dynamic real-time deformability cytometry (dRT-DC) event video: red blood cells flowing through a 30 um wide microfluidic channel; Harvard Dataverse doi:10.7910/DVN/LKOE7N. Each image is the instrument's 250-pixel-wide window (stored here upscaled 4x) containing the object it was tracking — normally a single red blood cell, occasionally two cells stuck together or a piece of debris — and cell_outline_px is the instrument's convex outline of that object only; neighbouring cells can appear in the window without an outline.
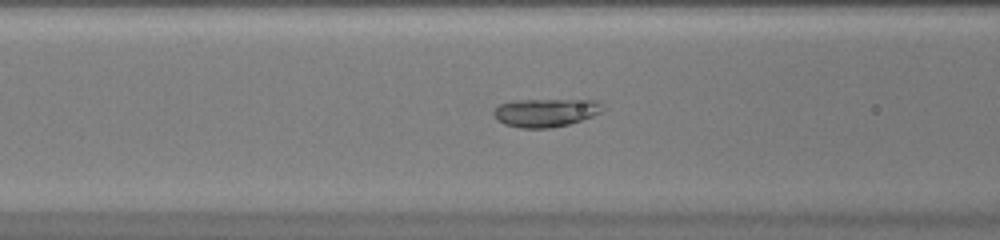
{"species": "common noctule bat (a hibernating species)", "species_latin": "Nyctalus noctula", "temperature_condition": "warm", "stored_images_in_passage": 45, "camera_frame_rate_fps": 3000, "um_per_image_px": 0.085, "animal": {"sex": "female", "body_mass_g": 20.0, "forearm_length_mm": 54.0}, "frame": {"image": 1, "passage_image": 19, "time_ms": 6.0, "image_size_px": [1000, 240], "cell_outline_px": [[600, 112], [592, 116], [568, 124], [552, 128], [520, 128], [504, 124], [492, 112], [500, 104], [516, 100], [596, 100], [600, 104]], "centroid_in_image_um": [46.34, 9.57], "position_along_channel_um": 120.3, "area_um2": 17.57}}
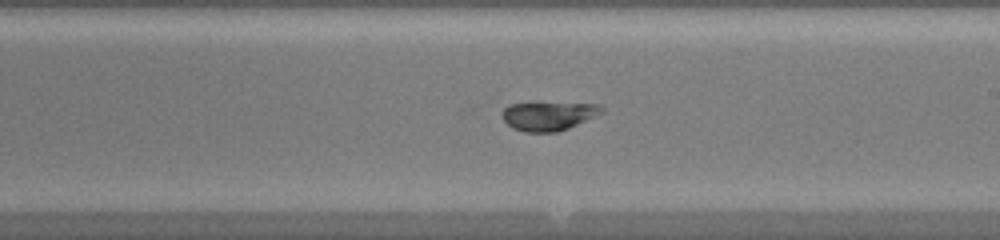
{"frame": {"image": 2, "passage_image": 27, "time_ms": 8.667, "image_size_px": [1000, 240], "cell_outline_px": [[604, 112], [568, 128], [556, 132], [524, 132], [512, 128], [504, 120], [504, 108], [508, 104], [600, 104], [604, 108]], "centroid_in_image_um": [46.64, 9.87], "position_along_channel_um": 242.4, "area_um2": 16.18}}
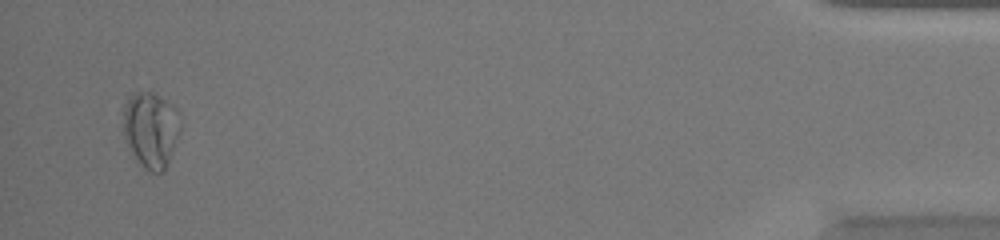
{"frame": {"image": 3, "passage_image": 44, "time_ms": 14.333, "image_size_px": [1000, 240], "cell_outline_px": [[180, 132], [168, 160], [164, 168], [160, 172], [152, 172], [144, 168], [132, 152], [124, 136], [120, 112], [128, 96], [136, 92], [152, 92], [160, 96], [172, 104], [180, 112]], "centroid_in_image_um": [12.79, 10.94], "position_along_channel_um": 422.4, "area_um2": 25.43}}